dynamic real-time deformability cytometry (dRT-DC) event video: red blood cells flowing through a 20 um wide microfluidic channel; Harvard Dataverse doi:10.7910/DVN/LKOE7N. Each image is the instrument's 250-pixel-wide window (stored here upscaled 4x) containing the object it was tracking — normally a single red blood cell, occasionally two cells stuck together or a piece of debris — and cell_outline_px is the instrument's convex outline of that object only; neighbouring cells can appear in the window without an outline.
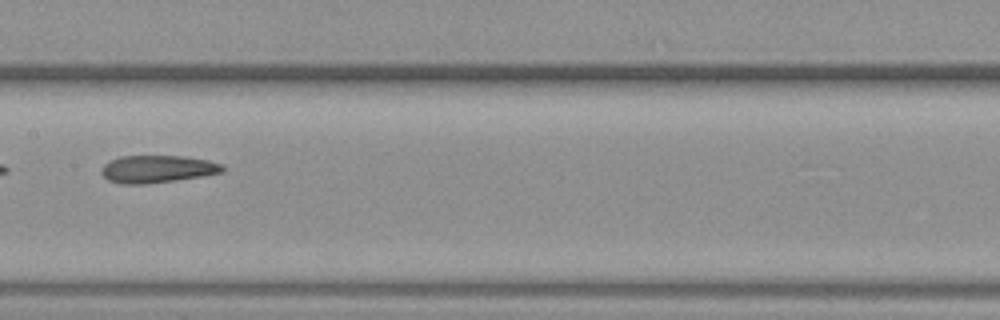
{"species": "common noctule bat (a hibernating species)", "species_latin": "Nyctalus noctula", "temperature_condition": "warm", "stored_images_in_passage": 5, "camera_frame_rate_fps": 3000, "um_per_image_px": 0.085, "animal": {"sex": "female", "body_mass_g": 19.3, "forearm_length_mm": 54.1}, "frame": {"image": 1, "passage_image": 4, "time_ms": 1.0, "image_size_px": [1000, 320], "cell_outline_px": [[224, 172], [176, 180], [144, 184], [120, 184], [108, 180], [100, 172], [104, 164], [120, 156], [184, 156], [208, 160], [224, 164]], "centroid_in_image_um": [13.38, 14.36], "position_along_channel_um": 194.0, "area_um2": 19.36}}
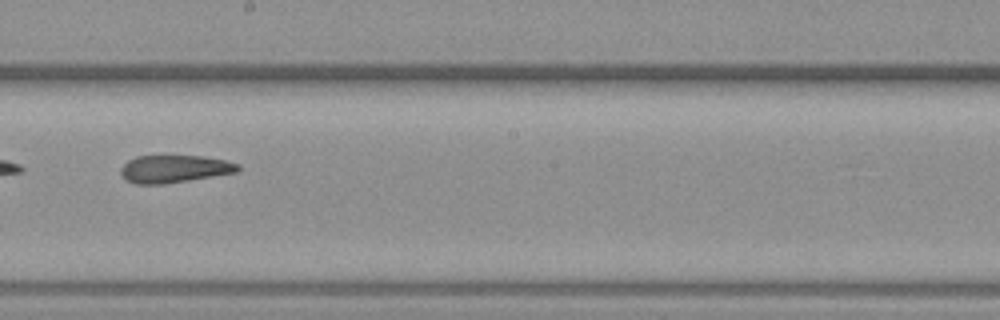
{"frame": {"image": 2, "passage_image": 5, "time_ms": 1.333, "image_size_px": [1000, 320], "cell_outline_px": [[240, 172], [164, 184], [136, 184], [124, 180], [120, 172], [120, 168], [128, 160], [136, 156], [204, 156], [224, 160], [240, 164]], "centroid_in_image_um": [14.82, 14.36], "position_along_channel_um": 233.4, "area_um2": 19.02}}